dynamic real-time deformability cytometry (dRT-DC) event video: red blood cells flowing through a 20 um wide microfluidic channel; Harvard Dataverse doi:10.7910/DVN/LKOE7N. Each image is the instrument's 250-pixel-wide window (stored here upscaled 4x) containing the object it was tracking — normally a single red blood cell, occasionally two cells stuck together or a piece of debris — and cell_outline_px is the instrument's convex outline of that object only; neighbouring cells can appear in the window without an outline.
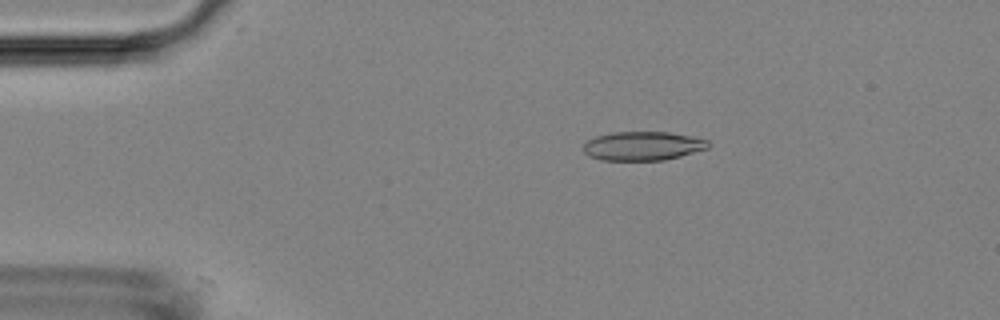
{"species": "Egyptian fruit bat (a non-hibernating species)", "species_latin": "Rousettus aegyptiacus", "temperature_condition": "room temperature", "stored_images_in_passage": 53, "camera_frame_rate_fps": 3000, "um_per_image_px": 0.085, "animal": {"sex": "female"}, "frame": {"image": 1, "passage_image": 10, "time_ms": 3.0, "image_size_px": [1000, 320], "cell_outline_px": [[708, 148], [680, 156], [664, 160], [600, 160], [588, 156], [584, 152], [584, 144], [588, 140], [596, 136], [612, 132], [668, 132], [692, 136], [708, 140]], "centroid_in_image_um": [54.61, 12.4], "position_along_channel_um": 30.4, "area_um2": 20.98}}
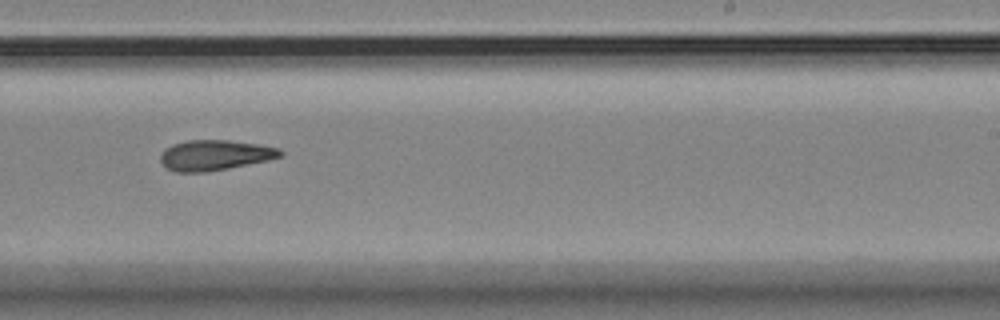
{"frame": {"image": 2, "passage_image": 33, "time_ms": 10.667, "image_size_px": [1000, 320], "cell_outline_px": [[284, 156], [268, 160], [228, 168], [204, 172], [176, 172], [164, 168], [160, 160], [160, 152], [164, 148], [172, 144], [188, 140], [228, 140], [260, 144], [280, 148], [284, 152]], "centroid_in_image_um": [18.25, 13.18], "position_along_channel_um": 270.8, "area_um2": 21.5}}
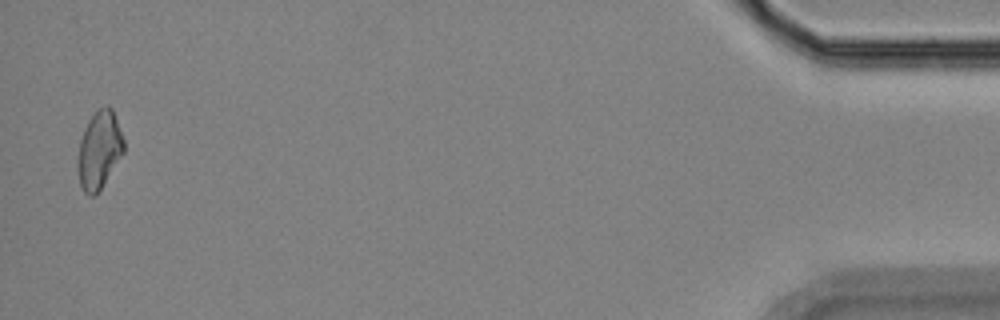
{"frame": {"image": 3, "passage_image": 52, "time_ms": 17.0, "image_size_px": [1000, 320], "cell_outline_px": [[124, 152], [100, 188], [92, 196], [88, 196], [84, 192], [80, 184], [76, 164], [76, 160], [80, 140], [84, 128], [88, 120], [104, 104], [108, 104], [112, 108], [124, 140]], "centroid_in_image_um": [8.41, 12.72], "position_along_channel_um": 426.8, "area_um2": 20.75}, "authors_computed_cell_mechanics": {"area_um2": 20.9814, "velocity_mm_per_s": 3.8001, "shape_relaxation_time_tau1_ms": null, "shape_relaxation_time_tau2_ms": 6.354, "deformation_change_tau1": null, "deformation_change_tau2": 0.1807}}